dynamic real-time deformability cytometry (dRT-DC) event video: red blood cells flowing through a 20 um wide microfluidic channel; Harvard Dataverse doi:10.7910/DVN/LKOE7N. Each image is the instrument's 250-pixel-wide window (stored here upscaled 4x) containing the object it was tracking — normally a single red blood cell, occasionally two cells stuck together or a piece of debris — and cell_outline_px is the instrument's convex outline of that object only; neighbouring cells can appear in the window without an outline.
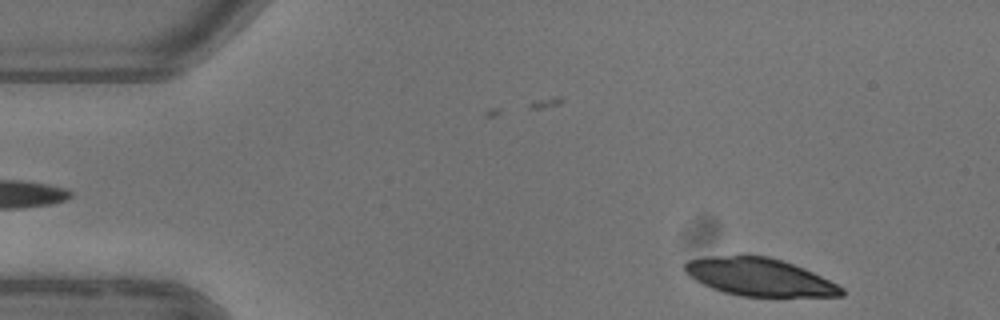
{"species": "common noctule bat (a hibernating species)", "species_latin": "Nyctalus noctula", "temperature_condition": "warm", "stored_images_in_passage": 5, "segment_of_instrument_passage": [2, 2], "camera_frame_rate_fps": 3000, "um_per_image_px": 0.085, "animal": {"sex": "female"}, "frame": {"image": 1, "passage_image": 5, "time_ms": 4.667, "image_size_px": [1000, 320], "cell_outline_px": [[844, 296], [740, 296], [724, 292], [712, 288], [696, 280], [684, 272], [684, 264], [688, 260], [704, 256], [768, 256], [804, 268], [844, 288]], "centroid_in_image_um": [64.52, 23.55], "position_along_channel_um": 20.5, "area_um2": 34.04}}